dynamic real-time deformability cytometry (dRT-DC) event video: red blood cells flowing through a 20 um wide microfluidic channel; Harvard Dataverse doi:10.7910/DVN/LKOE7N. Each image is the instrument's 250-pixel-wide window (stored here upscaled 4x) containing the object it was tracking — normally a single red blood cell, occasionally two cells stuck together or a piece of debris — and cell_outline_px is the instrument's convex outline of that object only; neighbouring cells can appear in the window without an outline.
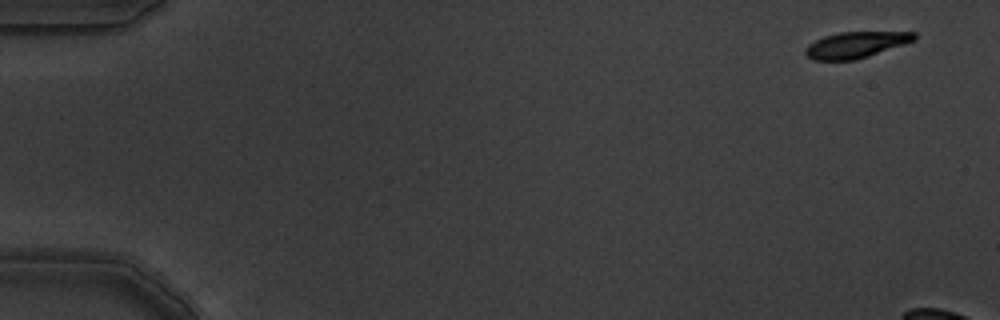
{"species": "common noctule bat (a hibernating species)", "species_latin": "Nyctalus noctula", "temperature_condition": "warm", "stored_images_in_passage": 6, "camera_frame_rate_fps": 3000, "um_per_image_px": 0.085, "animal": {"sex": "male", "body_mass_g": 19.5, "forearm_length_mm": 54.6}, "frame": {"image": 1, "passage_image": 1, "time_ms": 0.0, "image_size_px": [1000, 320], "cell_outline_px": [[916, 40], [868, 56], [852, 60], [812, 60], [804, 52], [804, 48], [808, 44], [824, 36], [840, 32], [916, 32]], "centroid_in_image_um": [72.72, 3.8], "position_along_channel_um": 12.3, "area_um2": 16.47}}